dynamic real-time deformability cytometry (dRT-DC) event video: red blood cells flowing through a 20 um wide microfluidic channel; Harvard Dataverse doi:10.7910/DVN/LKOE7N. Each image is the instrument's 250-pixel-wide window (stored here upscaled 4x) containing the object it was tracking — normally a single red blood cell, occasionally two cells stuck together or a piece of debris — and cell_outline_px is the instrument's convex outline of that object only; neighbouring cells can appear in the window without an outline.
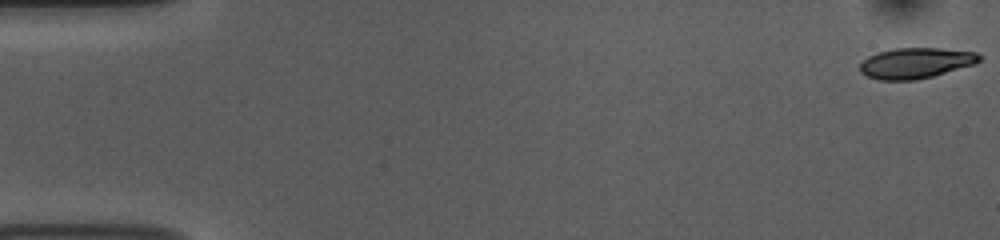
{"species": "common noctule bat (a hibernating species)", "species_latin": "Nyctalus noctula", "temperature_condition": "room temperature", "stored_images_in_passage": 53, "camera_frame_rate_fps": 3000, "um_per_image_px": 0.085, "animal": {"sex": "female", "body_mass_g": 10.0, "forearm_length_mm": 53.1}, "frame": {"image": 1, "passage_image": 1, "time_ms": 0.0, "image_size_px": [1000, 240], "cell_outline_px": [[980, 60], [976, 64], [932, 76], [916, 80], [880, 80], [868, 76], [860, 72], [860, 64], [868, 56], [876, 52], [892, 48], [940, 48], [976, 52], [980, 56]], "centroid_in_image_um": [77.83, 5.35], "position_along_channel_um": 7.2, "area_um2": 21.33}}
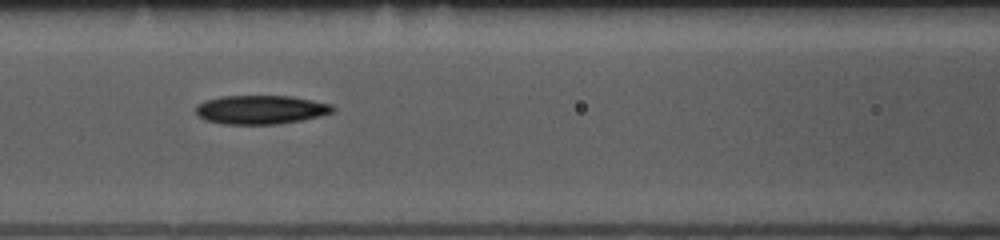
{"frame": {"image": 2, "passage_image": 23, "time_ms": 7.333, "image_size_px": [1000, 240], "cell_outline_px": [[336, 108], [332, 112], [320, 116], [300, 120], [276, 124], [220, 124], [204, 120], [196, 116], [196, 104], [204, 100], [220, 96], [292, 96], [332, 104]], "centroid_in_image_um": [22.11, 9.32], "position_along_channel_um": 144.5, "area_um2": 23.24}}
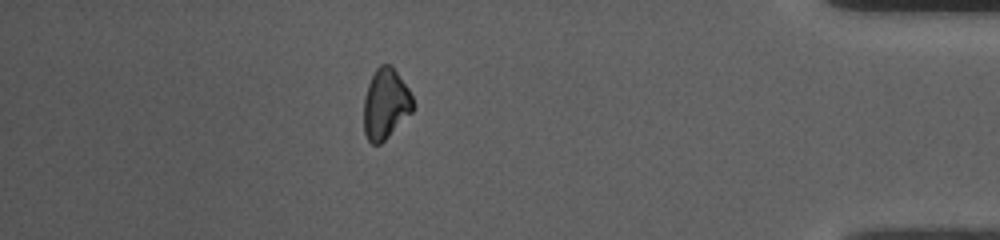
{"frame": {"image": 3, "passage_image": 47, "time_ms": 15.333, "image_size_px": [1000, 240], "cell_outline_px": [[412, 112], [380, 144], [372, 144], [368, 140], [364, 132], [364, 96], [368, 84], [376, 68], [380, 64], [392, 64], [408, 88], [412, 96]], "centroid_in_image_um": [32.76, 8.8], "position_along_channel_um": 402.4, "area_um2": 20.06}, "authors_computed_cell_mechanics": {"area_um2": 21.964, "velocity_mm_per_s": 3.7472, "shape_relaxation_time_tau1_ms": 3.6272, "shape_relaxation_time_tau2_ms": null, "deformation_change_tau1": 0.1325, "deformation_change_tau2": null}}